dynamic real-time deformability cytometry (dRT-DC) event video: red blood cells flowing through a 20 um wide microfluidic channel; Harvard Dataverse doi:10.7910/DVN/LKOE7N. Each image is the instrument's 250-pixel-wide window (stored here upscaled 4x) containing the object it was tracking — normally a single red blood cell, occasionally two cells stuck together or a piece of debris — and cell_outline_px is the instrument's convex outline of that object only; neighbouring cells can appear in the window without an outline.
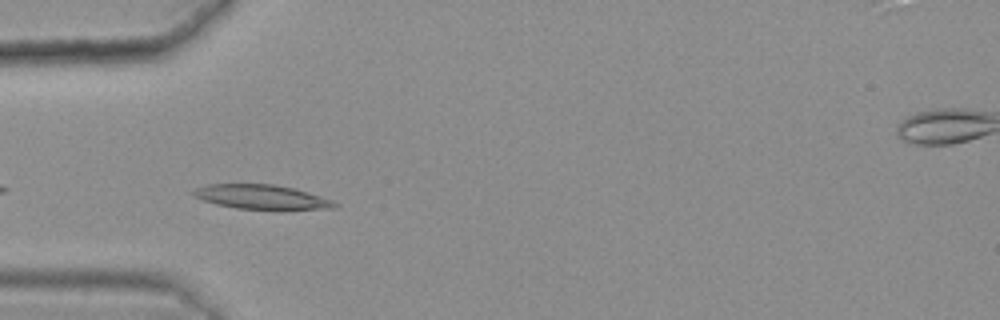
{"species": "common noctule bat (a hibernating species)", "species_latin": "Nyctalus noctula", "temperature_condition": "warm", "stored_images_in_passage": 7, "camera_frame_rate_fps": 3000, "um_per_image_px": 0.085, "animal": {"sex": "female", "body_mass_g": 25.1}, "frame": {"image": 1, "passage_image": 3, "time_ms": 0.667, "image_size_px": [1000, 320], "cell_outline_px": [[340, 204], [336, 208], [236, 208], [216, 204], [192, 196], [188, 192], [192, 188], [208, 184], [272, 184], [292, 188], [320, 196], [332, 200]], "centroid_in_image_um": [22.11, 16.71], "position_along_channel_um": 62.9, "area_um2": 19.65}}